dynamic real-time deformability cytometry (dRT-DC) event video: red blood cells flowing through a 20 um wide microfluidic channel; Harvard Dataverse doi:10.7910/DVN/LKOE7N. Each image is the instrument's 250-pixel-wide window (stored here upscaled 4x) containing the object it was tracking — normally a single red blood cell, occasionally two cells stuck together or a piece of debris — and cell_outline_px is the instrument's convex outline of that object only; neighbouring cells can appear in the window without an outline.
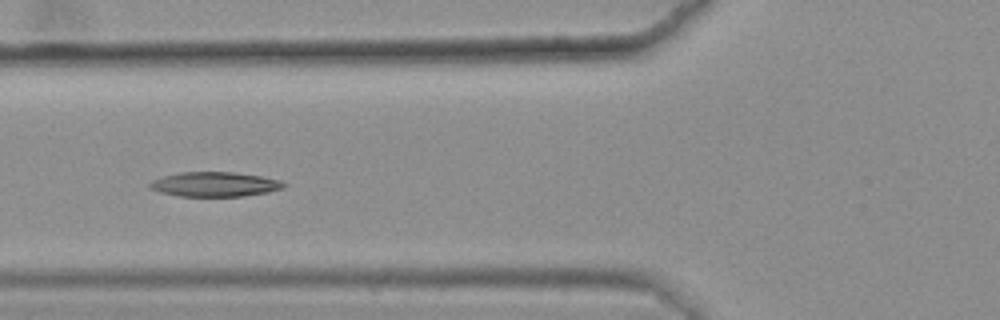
{"species": "common noctule bat (a hibernating species)", "species_latin": "Nyctalus noctula", "temperature_condition": "warm", "stored_images_in_passage": 48, "camera_frame_rate_fps": 3000, "um_per_image_px": 0.085, "animal": {"sex": "female", "body_mass_g": 25.1}, "frame": {"image": 1, "passage_image": 21, "time_ms": 6.667, "image_size_px": [1000, 320], "cell_outline_px": [[288, 184], [284, 188], [268, 192], [244, 196], [180, 196], [160, 192], [152, 188], [148, 184], [152, 180], [164, 176], [180, 172], [236, 172], [260, 176], [280, 180]], "centroid_in_image_um": [18.3, 15.66], "position_along_channel_um": 107.5, "area_um2": 19.19}, "authors_computed_cell_mechanics": {"area_um2": 19.7098, "velocity_mm_per_s": 3.6166, "shape_relaxation_time_tau1_ms": 8.9005, "shape_relaxation_time_tau2_ms": null, "deformation_change_tau1": 0.2171, "deformation_change_tau2": null}}